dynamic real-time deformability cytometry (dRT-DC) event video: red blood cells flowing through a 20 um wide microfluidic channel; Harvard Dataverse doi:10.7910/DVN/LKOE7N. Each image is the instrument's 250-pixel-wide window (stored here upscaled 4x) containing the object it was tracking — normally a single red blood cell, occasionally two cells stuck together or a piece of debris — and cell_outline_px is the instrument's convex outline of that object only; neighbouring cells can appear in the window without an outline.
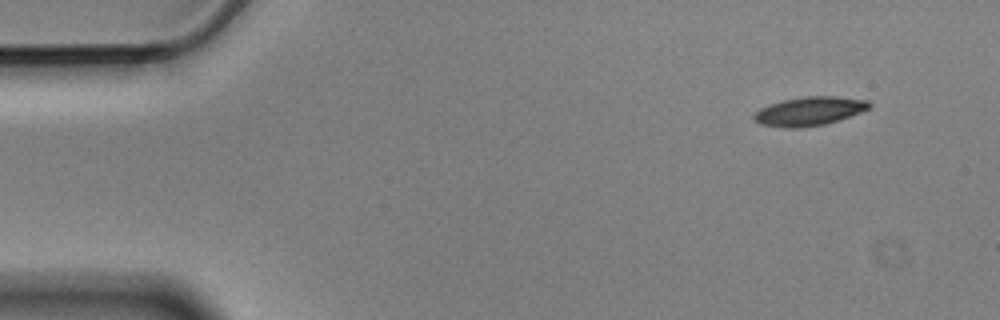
{"species": "Egyptian fruit bat (a non-hibernating species)", "species_latin": "Rousettus aegyptiacus", "temperature_condition": "cold", "stored_images_in_passage": 6, "segment_of_instrument_passage": [2, 2], "camera_frame_rate_fps": 3000, "um_per_image_px": 0.085, "animal": {"sex": "male"}, "frame": {"image": 1, "passage_image": 6, "time_ms": 1.667, "image_size_px": [1000, 320], "cell_outline_px": [[872, 104], [868, 108], [860, 112], [824, 124], [796, 128], [784, 128], [760, 124], [752, 116], [760, 108], [784, 100], [808, 96], [832, 96], [868, 100]], "centroid_in_image_um": [68.78, 9.45], "position_along_channel_um": 16.2, "area_um2": 18.9}}